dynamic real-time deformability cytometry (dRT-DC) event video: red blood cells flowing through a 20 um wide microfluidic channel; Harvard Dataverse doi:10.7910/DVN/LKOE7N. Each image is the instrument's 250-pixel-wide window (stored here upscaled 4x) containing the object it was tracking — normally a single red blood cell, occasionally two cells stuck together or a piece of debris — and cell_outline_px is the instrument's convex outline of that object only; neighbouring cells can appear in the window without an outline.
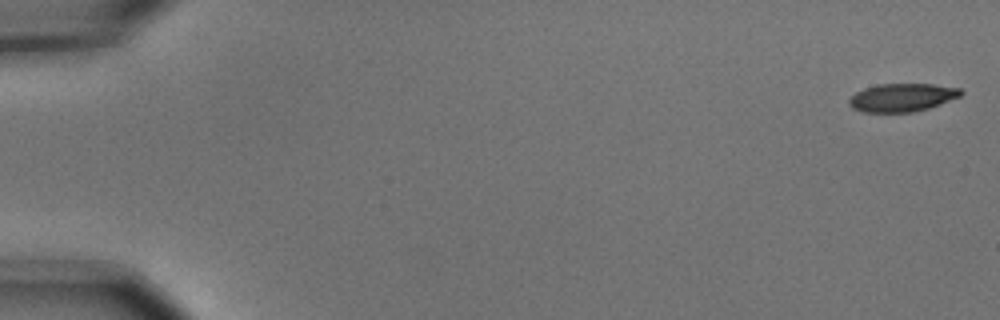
{"species": "common noctule bat (a hibernating species)", "species_latin": "Nyctalus noctula", "temperature_condition": "cold", "stored_images_in_passage": 9, "camera_frame_rate_fps": 3000, "um_per_image_px": 0.085, "animal": {"sex": "male", "body_mass_g": 15.6}, "frame": {"image": 1, "passage_image": 1, "time_ms": 0.0, "image_size_px": [1000, 320], "cell_outline_px": [[964, 92], [960, 96], [940, 104], [928, 108], [912, 112], [864, 112], [852, 108], [848, 104], [848, 100], [856, 92], [864, 88], [880, 84], [932, 84], [960, 88]], "centroid_in_image_um": [76.67, 8.29], "position_along_channel_um": 8.3, "area_um2": 18.26}}
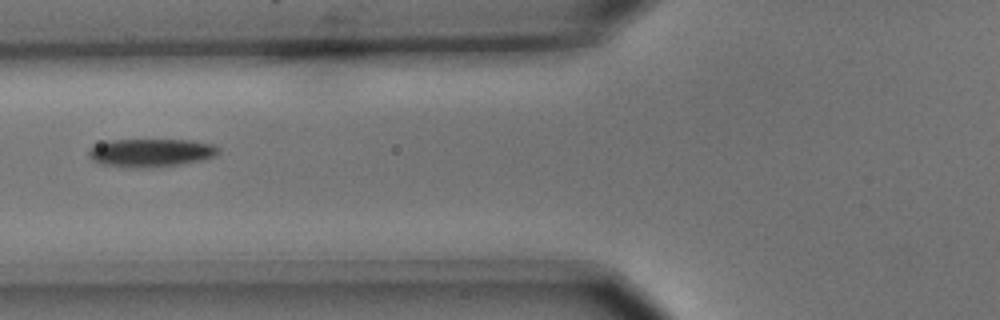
{"frame": {"image": 2, "passage_image": 6, "time_ms": 1.667, "image_size_px": [1000, 320], "cell_outline_px": [[220, 152], [216, 156], [200, 160], [180, 164], [144, 168], [128, 168], [100, 164], [92, 160], [88, 156], [88, 148], [108, 140], [192, 140], [216, 144], [220, 148]], "centroid_in_image_um": [12.83, 12.98], "position_along_channel_um": 113.0, "area_um2": 21.62}}
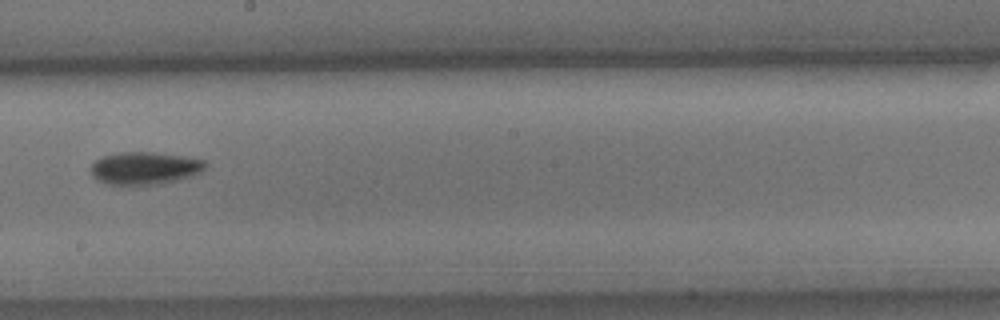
{"frame": {"image": 3, "passage_image": 9, "time_ms": 2.667, "image_size_px": [1000, 320], "cell_outline_px": [[208, 164], [200, 172], [192, 176], [176, 180], [156, 184], [108, 184], [96, 180], [92, 176], [88, 168], [96, 160], [104, 156], [120, 152], [152, 152], [188, 156], [204, 160]], "centroid_in_image_um": [12.29, 14.28], "position_along_channel_um": 235.9, "area_um2": 21.79}}